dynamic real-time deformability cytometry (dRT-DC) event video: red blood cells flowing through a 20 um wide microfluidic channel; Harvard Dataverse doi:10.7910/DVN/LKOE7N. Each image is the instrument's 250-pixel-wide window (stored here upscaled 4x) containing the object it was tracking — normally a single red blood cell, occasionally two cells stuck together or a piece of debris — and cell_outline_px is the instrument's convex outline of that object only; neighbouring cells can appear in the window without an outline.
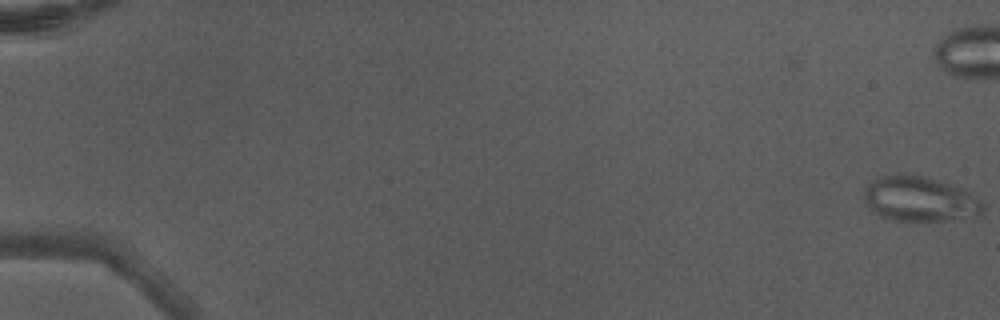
{"species": "Egyptian fruit bat (a non-hibernating species)", "species_latin": "Rousettus aegyptiacus", "temperature_condition": "warm", "stored_images_in_passage": 6, "camera_frame_rate_fps": 3000, "um_per_image_px": 0.085, "animal": {"sex": "male"}, "frame": {"image": 1, "passage_image": 1, "time_ms": 0.0, "image_size_px": [1000, 320], "cell_outline_px": [[984, 212], [980, 216], [944, 220], [892, 220], [880, 216], [864, 200], [864, 188], [880, 176], [896, 172], [920, 176], [940, 180], [952, 184], [968, 192], [980, 200], [984, 204]], "centroid_in_image_um": [78.2, 16.9], "position_along_channel_um": 6.8, "area_um2": 31.1}}